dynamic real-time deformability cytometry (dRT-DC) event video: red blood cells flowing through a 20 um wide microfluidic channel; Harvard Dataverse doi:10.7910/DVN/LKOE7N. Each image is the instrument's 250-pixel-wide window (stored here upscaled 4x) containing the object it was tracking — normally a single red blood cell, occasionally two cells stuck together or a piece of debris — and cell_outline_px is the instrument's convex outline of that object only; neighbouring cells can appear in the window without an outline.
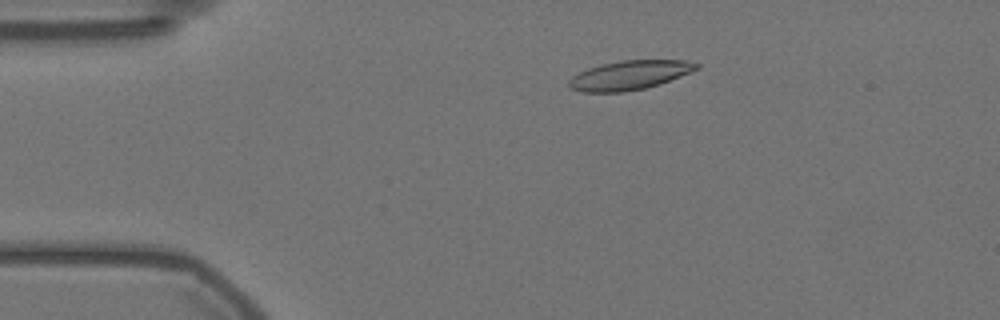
{"species": "Egyptian fruit bat (a non-hibernating species)", "species_latin": "Rousettus aegyptiacus", "temperature_condition": "warm", "stored_images_in_passage": 57, "camera_frame_rate_fps": 3000, "um_per_image_px": 0.085, "animal": {"sex": "female"}, "frame": {"image": 1, "passage_image": 11, "time_ms": 3.333, "image_size_px": [1000, 320], "cell_outline_px": [[700, 68], [692, 72], [660, 84], [644, 88], [624, 92], [580, 92], [572, 88], [568, 84], [568, 80], [572, 76], [588, 68], [600, 64], [620, 60], [684, 60], [700, 64]], "centroid_in_image_um": [53.52, 6.38], "position_along_channel_um": 31.5, "area_um2": 21.79}}
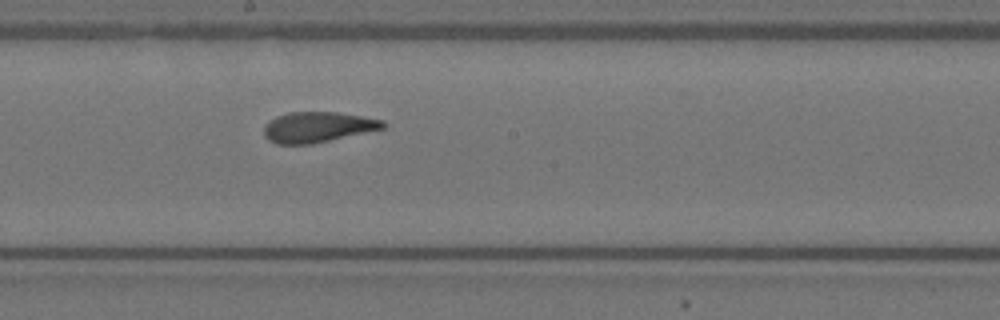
{"frame": {"image": 2, "passage_image": 31, "time_ms": 10.0, "image_size_px": [1000, 320], "cell_outline_px": [[388, 124], [384, 128], [312, 144], [276, 144], [268, 140], [264, 136], [264, 128], [276, 116], [288, 112], [336, 112], [384, 120]], "centroid_in_image_um": [27.01, 10.8], "position_along_channel_um": 221.2, "area_um2": 20.98}}
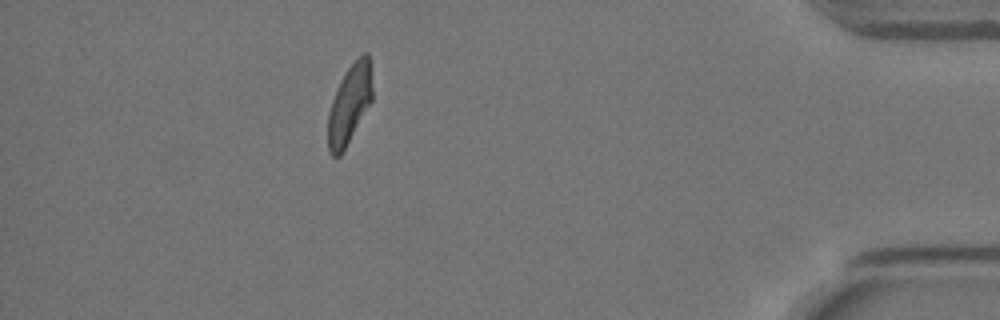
{"frame": {"image": 3, "passage_image": 51, "time_ms": 16.667, "image_size_px": [1000, 320], "cell_outline_px": [[372, 100], [340, 156], [332, 156], [328, 148], [328, 112], [336, 88], [344, 72], [364, 52], [368, 52], [372, 88]], "centroid_in_image_um": [29.69, 8.85], "position_along_channel_um": 405.5, "area_um2": 20.11}, "authors_computed_cell_mechanics": {"area_um2": 21.4438, "velocity_mm_per_s": 3.5341, "shape_relaxation_time_tau1_ms": 5.1036, "shape_relaxation_time_tau2_ms": 1.6726, "deformation_change_tau1": 0.158, "deformation_change_tau2": 0.0907}}